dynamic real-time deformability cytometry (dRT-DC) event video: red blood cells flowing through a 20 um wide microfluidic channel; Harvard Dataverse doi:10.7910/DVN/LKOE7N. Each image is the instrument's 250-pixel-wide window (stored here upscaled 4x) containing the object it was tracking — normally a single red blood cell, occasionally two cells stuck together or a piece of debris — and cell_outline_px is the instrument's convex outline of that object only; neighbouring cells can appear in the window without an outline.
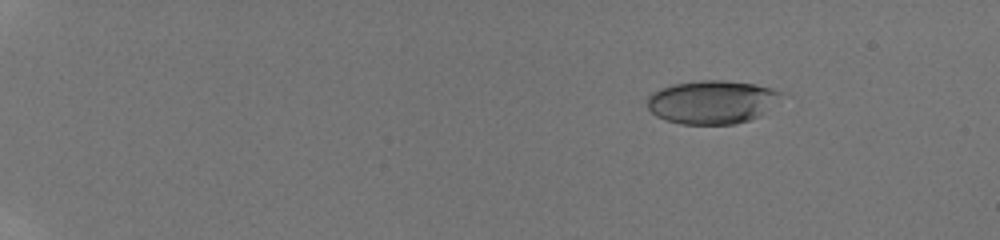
{"species": "human", "species_latin": "Homo sapiens", "temperature_condition": "room temperature", "stored_images_in_passage": 17, "camera_frame_rate_fps": 3000, "um_per_image_px": 0.085, "donor": {"sex": "male"}, "frame": {"image": 1, "passage_image": 1, "time_ms": 0.0, "image_size_px": [1000, 240], "cell_outline_px": [[784, 92], [760, 116], [736, 124], [680, 124], [664, 120], [656, 116], [648, 108], [648, 96], [652, 92], [660, 88], [672, 84], [700, 80], [724, 80], [756, 84], [772, 88]], "centroid_in_image_um": [60.48, 8.67], "position_along_channel_um": 24.5, "area_um2": 33.87}}
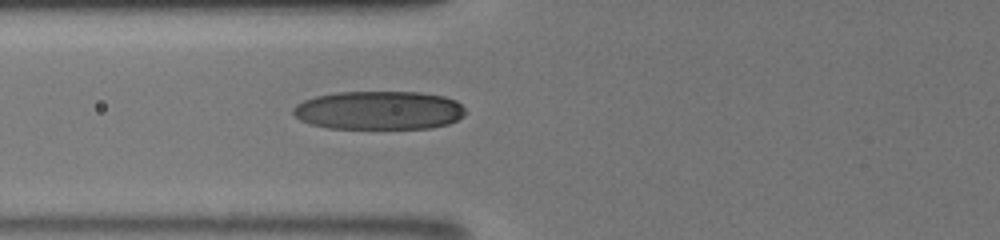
{"frame": {"image": 2, "passage_image": 12, "time_ms": 5.333, "image_size_px": [1000, 240], "cell_outline_px": [[468, 112], [464, 116], [448, 124], [432, 128], [328, 128], [312, 124], [300, 120], [292, 112], [292, 108], [296, 104], [304, 100], [316, 96], [336, 92], [420, 92], [444, 96], [456, 100]], "centroid_in_image_um": [32.23, 9.37], "position_along_channel_um": 93.6, "area_um2": 38.9}}
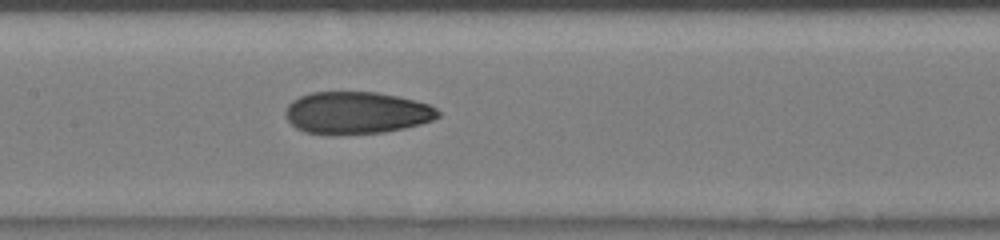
{"frame": {"image": 3, "passage_image": 17, "time_ms": 7.333, "image_size_px": [1000, 240], "cell_outline_px": [[440, 116], [432, 120], [420, 124], [404, 128], [384, 132], [336, 136], [332, 136], [304, 132], [296, 128], [284, 116], [284, 112], [288, 104], [292, 100], [300, 96], [312, 92], [376, 92], [396, 96], [428, 104], [436, 108], [440, 112]], "centroid_in_image_um": [30.26, 9.61], "position_along_channel_um": 177.1, "area_um2": 37.92}}